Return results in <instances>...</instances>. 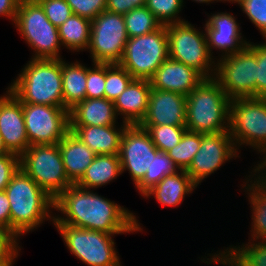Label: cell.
<instances>
[{
  "label": "cell",
  "mask_w": 266,
  "mask_h": 266,
  "mask_svg": "<svg viewBox=\"0 0 266 266\" xmlns=\"http://www.w3.org/2000/svg\"><path fill=\"white\" fill-rule=\"evenodd\" d=\"M68 179L76 184L96 154L71 131L58 143Z\"/></svg>",
  "instance_id": "25"
},
{
  "label": "cell",
  "mask_w": 266,
  "mask_h": 266,
  "mask_svg": "<svg viewBox=\"0 0 266 266\" xmlns=\"http://www.w3.org/2000/svg\"><path fill=\"white\" fill-rule=\"evenodd\" d=\"M61 74L64 108L70 110L86 98L87 65L61 59Z\"/></svg>",
  "instance_id": "27"
},
{
  "label": "cell",
  "mask_w": 266,
  "mask_h": 266,
  "mask_svg": "<svg viewBox=\"0 0 266 266\" xmlns=\"http://www.w3.org/2000/svg\"><path fill=\"white\" fill-rule=\"evenodd\" d=\"M196 2V3H201V4H207L209 5L210 3H216V2H221V0H192V2Z\"/></svg>",
  "instance_id": "45"
},
{
  "label": "cell",
  "mask_w": 266,
  "mask_h": 266,
  "mask_svg": "<svg viewBox=\"0 0 266 266\" xmlns=\"http://www.w3.org/2000/svg\"><path fill=\"white\" fill-rule=\"evenodd\" d=\"M169 58L166 25L156 31L128 38L119 65L134 79L150 80L157 68Z\"/></svg>",
  "instance_id": "10"
},
{
  "label": "cell",
  "mask_w": 266,
  "mask_h": 266,
  "mask_svg": "<svg viewBox=\"0 0 266 266\" xmlns=\"http://www.w3.org/2000/svg\"><path fill=\"white\" fill-rule=\"evenodd\" d=\"M71 254L88 266H122L116 242V234L53 224Z\"/></svg>",
  "instance_id": "8"
},
{
  "label": "cell",
  "mask_w": 266,
  "mask_h": 266,
  "mask_svg": "<svg viewBox=\"0 0 266 266\" xmlns=\"http://www.w3.org/2000/svg\"><path fill=\"white\" fill-rule=\"evenodd\" d=\"M241 189L246 192L251 210V240H266V182L252 169ZM246 180V181H245Z\"/></svg>",
  "instance_id": "23"
},
{
  "label": "cell",
  "mask_w": 266,
  "mask_h": 266,
  "mask_svg": "<svg viewBox=\"0 0 266 266\" xmlns=\"http://www.w3.org/2000/svg\"><path fill=\"white\" fill-rule=\"evenodd\" d=\"M184 3V0H146L145 6L162 25H169L186 21L180 16Z\"/></svg>",
  "instance_id": "34"
},
{
  "label": "cell",
  "mask_w": 266,
  "mask_h": 266,
  "mask_svg": "<svg viewBox=\"0 0 266 266\" xmlns=\"http://www.w3.org/2000/svg\"><path fill=\"white\" fill-rule=\"evenodd\" d=\"M198 186L192 181L186 170L166 175L159 183L147 190L142 198H154L162 207H179L187 196Z\"/></svg>",
  "instance_id": "22"
},
{
  "label": "cell",
  "mask_w": 266,
  "mask_h": 266,
  "mask_svg": "<svg viewBox=\"0 0 266 266\" xmlns=\"http://www.w3.org/2000/svg\"><path fill=\"white\" fill-rule=\"evenodd\" d=\"M53 210L57 215L54 214L52 224H68L117 235L143 232L135 212L76 184L67 187L54 200Z\"/></svg>",
  "instance_id": "1"
},
{
  "label": "cell",
  "mask_w": 266,
  "mask_h": 266,
  "mask_svg": "<svg viewBox=\"0 0 266 266\" xmlns=\"http://www.w3.org/2000/svg\"><path fill=\"white\" fill-rule=\"evenodd\" d=\"M159 152L146 129L139 125L126 126L121 139L119 158L122 173L129 171L134 187L143 179Z\"/></svg>",
  "instance_id": "15"
},
{
  "label": "cell",
  "mask_w": 266,
  "mask_h": 266,
  "mask_svg": "<svg viewBox=\"0 0 266 266\" xmlns=\"http://www.w3.org/2000/svg\"><path fill=\"white\" fill-rule=\"evenodd\" d=\"M124 21L128 38L152 33L162 26L145 5L124 14Z\"/></svg>",
  "instance_id": "29"
},
{
  "label": "cell",
  "mask_w": 266,
  "mask_h": 266,
  "mask_svg": "<svg viewBox=\"0 0 266 266\" xmlns=\"http://www.w3.org/2000/svg\"><path fill=\"white\" fill-rule=\"evenodd\" d=\"M145 4L146 0H106V11L124 15Z\"/></svg>",
  "instance_id": "42"
},
{
  "label": "cell",
  "mask_w": 266,
  "mask_h": 266,
  "mask_svg": "<svg viewBox=\"0 0 266 266\" xmlns=\"http://www.w3.org/2000/svg\"><path fill=\"white\" fill-rule=\"evenodd\" d=\"M20 168L54 200L73 185L66 175L58 144L29 146L20 156Z\"/></svg>",
  "instance_id": "9"
},
{
  "label": "cell",
  "mask_w": 266,
  "mask_h": 266,
  "mask_svg": "<svg viewBox=\"0 0 266 266\" xmlns=\"http://www.w3.org/2000/svg\"><path fill=\"white\" fill-rule=\"evenodd\" d=\"M113 101L85 98L69 110L70 126L119 125Z\"/></svg>",
  "instance_id": "24"
},
{
  "label": "cell",
  "mask_w": 266,
  "mask_h": 266,
  "mask_svg": "<svg viewBox=\"0 0 266 266\" xmlns=\"http://www.w3.org/2000/svg\"><path fill=\"white\" fill-rule=\"evenodd\" d=\"M22 110L30 146L58 144L70 132L65 108L22 103Z\"/></svg>",
  "instance_id": "13"
},
{
  "label": "cell",
  "mask_w": 266,
  "mask_h": 266,
  "mask_svg": "<svg viewBox=\"0 0 266 266\" xmlns=\"http://www.w3.org/2000/svg\"><path fill=\"white\" fill-rule=\"evenodd\" d=\"M178 170L167 153L159 152L153 159L151 166L147 169L143 179L135 186L136 191L142 196L166 175L174 174Z\"/></svg>",
  "instance_id": "31"
},
{
  "label": "cell",
  "mask_w": 266,
  "mask_h": 266,
  "mask_svg": "<svg viewBox=\"0 0 266 266\" xmlns=\"http://www.w3.org/2000/svg\"><path fill=\"white\" fill-rule=\"evenodd\" d=\"M6 153H9V152L6 150V147H5L3 140H2V136L0 134V155L6 154Z\"/></svg>",
  "instance_id": "46"
},
{
  "label": "cell",
  "mask_w": 266,
  "mask_h": 266,
  "mask_svg": "<svg viewBox=\"0 0 266 266\" xmlns=\"http://www.w3.org/2000/svg\"><path fill=\"white\" fill-rule=\"evenodd\" d=\"M230 132L202 134L201 145L186 173L197 185L214 174L221 166L239 157Z\"/></svg>",
  "instance_id": "14"
},
{
  "label": "cell",
  "mask_w": 266,
  "mask_h": 266,
  "mask_svg": "<svg viewBox=\"0 0 266 266\" xmlns=\"http://www.w3.org/2000/svg\"><path fill=\"white\" fill-rule=\"evenodd\" d=\"M229 132L238 152L248 146L260 153L262 161L266 157V98L232 99Z\"/></svg>",
  "instance_id": "6"
},
{
  "label": "cell",
  "mask_w": 266,
  "mask_h": 266,
  "mask_svg": "<svg viewBox=\"0 0 266 266\" xmlns=\"http://www.w3.org/2000/svg\"><path fill=\"white\" fill-rule=\"evenodd\" d=\"M133 79V76L118 63H105L104 97L114 102Z\"/></svg>",
  "instance_id": "33"
},
{
  "label": "cell",
  "mask_w": 266,
  "mask_h": 266,
  "mask_svg": "<svg viewBox=\"0 0 266 266\" xmlns=\"http://www.w3.org/2000/svg\"><path fill=\"white\" fill-rule=\"evenodd\" d=\"M203 79L204 77L194 68L169 57L157 68L149 81L154 89L187 96Z\"/></svg>",
  "instance_id": "19"
},
{
  "label": "cell",
  "mask_w": 266,
  "mask_h": 266,
  "mask_svg": "<svg viewBox=\"0 0 266 266\" xmlns=\"http://www.w3.org/2000/svg\"><path fill=\"white\" fill-rule=\"evenodd\" d=\"M230 101L214 78H204L186 96V129L202 134L229 131Z\"/></svg>",
  "instance_id": "4"
},
{
  "label": "cell",
  "mask_w": 266,
  "mask_h": 266,
  "mask_svg": "<svg viewBox=\"0 0 266 266\" xmlns=\"http://www.w3.org/2000/svg\"><path fill=\"white\" fill-rule=\"evenodd\" d=\"M237 6L259 30L263 40L266 39V0H244Z\"/></svg>",
  "instance_id": "36"
},
{
  "label": "cell",
  "mask_w": 266,
  "mask_h": 266,
  "mask_svg": "<svg viewBox=\"0 0 266 266\" xmlns=\"http://www.w3.org/2000/svg\"><path fill=\"white\" fill-rule=\"evenodd\" d=\"M248 46L257 57V98H266V39L261 43L249 40Z\"/></svg>",
  "instance_id": "39"
},
{
  "label": "cell",
  "mask_w": 266,
  "mask_h": 266,
  "mask_svg": "<svg viewBox=\"0 0 266 266\" xmlns=\"http://www.w3.org/2000/svg\"><path fill=\"white\" fill-rule=\"evenodd\" d=\"M146 129L154 143L155 147L160 152L167 153L174 146H176L184 132L187 130L186 126L173 125H139Z\"/></svg>",
  "instance_id": "32"
},
{
  "label": "cell",
  "mask_w": 266,
  "mask_h": 266,
  "mask_svg": "<svg viewBox=\"0 0 266 266\" xmlns=\"http://www.w3.org/2000/svg\"><path fill=\"white\" fill-rule=\"evenodd\" d=\"M20 241L4 226L0 225V266H14L20 256Z\"/></svg>",
  "instance_id": "35"
},
{
  "label": "cell",
  "mask_w": 266,
  "mask_h": 266,
  "mask_svg": "<svg viewBox=\"0 0 266 266\" xmlns=\"http://www.w3.org/2000/svg\"><path fill=\"white\" fill-rule=\"evenodd\" d=\"M73 14L93 20L106 10V0H65Z\"/></svg>",
  "instance_id": "40"
},
{
  "label": "cell",
  "mask_w": 266,
  "mask_h": 266,
  "mask_svg": "<svg viewBox=\"0 0 266 266\" xmlns=\"http://www.w3.org/2000/svg\"><path fill=\"white\" fill-rule=\"evenodd\" d=\"M262 162H263V163H266V157H265L264 159H262Z\"/></svg>",
  "instance_id": "48"
},
{
  "label": "cell",
  "mask_w": 266,
  "mask_h": 266,
  "mask_svg": "<svg viewBox=\"0 0 266 266\" xmlns=\"http://www.w3.org/2000/svg\"><path fill=\"white\" fill-rule=\"evenodd\" d=\"M127 41L124 15L105 10L91 21L87 52L93 63H119Z\"/></svg>",
  "instance_id": "12"
},
{
  "label": "cell",
  "mask_w": 266,
  "mask_h": 266,
  "mask_svg": "<svg viewBox=\"0 0 266 266\" xmlns=\"http://www.w3.org/2000/svg\"><path fill=\"white\" fill-rule=\"evenodd\" d=\"M244 0H221V2L222 3H226V2H228V3H231V4H238V5H240L242 2H243Z\"/></svg>",
  "instance_id": "47"
},
{
  "label": "cell",
  "mask_w": 266,
  "mask_h": 266,
  "mask_svg": "<svg viewBox=\"0 0 266 266\" xmlns=\"http://www.w3.org/2000/svg\"><path fill=\"white\" fill-rule=\"evenodd\" d=\"M204 29L211 55L217 60L231 54H236L248 46L249 40L242 34L241 24L230 12H215L207 14ZM217 50L218 56L213 55Z\"/></svg>",
  "instance_id": "16"
},
{
  "label": "cell",
  "mask_w": 266,
  "mask_h": 266,
  "mask_svg": "<svg viewBox=\"0 0 266 266\" xmlns=\"http://www.w3.org/2000/svg\"><path fill=\"white\" fill-rule=\"evenodd\" d=\"M44 10L48 20L56 27L62 25L72 14L65 0H36Z\"/></svg>",
  "instance_id": "38"
},
{
  "label": "cell",
  "mask_w": 266,
  "mask_h": 266,
  "mask_svg": "<svg viewBox=\"0 0 266 266\" xmlns=\"http://www.w3.org/2000/svg\"><path fill=\"white\" fill-rule=\"evenodd\" d=\"M0 225L10 231V202L5 191H0Z\"/></svg>",
  "instance_id": "44"
},
{
  "label": "cell",
  "mask_w": 266,
  "mask_h": 266,
  "mask_svg": "<svg viewBox=\"0 0 266 266\" xmlns=\"http://www.w3.org/2000/svg\"><path fill=\"white\" fill-rule=\"evenodd\" d=\"M186 96L151 88L148 109L139 125L185 126Z\"/></svg>",
  "instance_id": "18"
},
{
  "label": "cell",
  "mask_w": 266,
  "mask_h": 266,
  "mask_svg": "<svg viewBox=\"0 0 266 266\" xmlns=\"http://www.w3.org/2000/svg\"><path fill=\"white\" fill-rule=\"evenodd\" d=\"M13 25L33 50L31 59H63L58 27L46 17L36 0H21Z\"/></svg>",
  "instance_id": "5"
},
{
  "label": "cell",
  "mask_w": 266,
  "mask_h": 266,
  "mask_svg": "<svg viewBox=\"0 0 266 266\" xmlns=\"http://www.w3.org/2000/svg\"><path fill=\"white\" fill-rule=\"evenodd\" d=\"M202 133L186 130L179 143L167 152L179 170H187L200 148Z\"/></svg>",
  "instance_id": "30"
},
{
  "label": "cell",
  "mask_w": 266,
  "mask_h": 266,
  "mask_svg": "<svg viewBox=\"0 0 266 266\" xmlns=\"http://www.w3.org/2000/svg\"><path fill=\"white\" fill-rule=\"evenodd\" d=\"M105 63H93L87 67L86 98H104Z\"/></svg>",
  "instance_id": "37"
},
{
  "label": "cell",
  "mask_w": 266,
  "mask_h": 266,
  "mask_svg": "<svg viewBox=\"0 0 266 266\" xmlns=\"http://www.w3.org/2000/svg\"><path fill=\"white\" fill-rule=\"evenodd\" d=\"M149 80L133 79L128 87L114 100L117 117L127 125H139L145 117L149 94L151 91Z\"/></svg>",
  "instance_id": "20"
},
{
  "label": "cell",
  "mask_w": 266,
  "mask_h": 266,
  "mask_svg": "<svg viewBox=\"0 0 266 266\" xmlns=\"http://www.w3.org/2000/svg\"><path fill=\"white\" fill-rule=\"evenodd\" d=\"M120 175L122 170L119 155H96L76 185L83 189L96 190L110 184Z\"/></svg>",
  "instance_id": "26"
},
{
  "label": "cell",
  "mask_w": 266,
  "mask_h": 266,
  "mask_svg": "<svg viewBox=\"0 0 266 266\" xmlns=\"http://www.w3.org/2000/svg\"><path fill=\"white\" fill-rule=\"evenodd\" d=\"M169 57L194 68L204 78H214L216 59L211 55L205 29L189 21L166 25Z\"/></svg>",
  "instance_id": "7"
},
{
  "label": "cell",
  "mask_w": 266,
  "mask_h": 266,
  "mask_svg": "<svg viewBox=\"0 0 266 266\" xmlns=\"http://www.w3.org/2000/svg\"><path fill=\"white\" fill-rule=\"evenodd\" d=\"M126 126L123 122L107 126H70V131L96 155H119Z\"/></svg>",
  "instance_id": "21"
},
{
  "label": "cell",
  "mask_w": 266,
  "mask_h": 266,
  "mask_svg": "<svg viewBox=\"0 0 266 266\" xmlns=\"http://www.w3.org/2000/svg\"><path fill=\"white\" fill-rule=\"evenodd\" d=\"M214 79L231 100L257 98L256 53L247 46L236 54L217 58Z\"/></svg>",
  "instance_id": "11"
},
{
  "label": "cell",
  "mask_w": 266,
  "mask_h": 266,
  "mask_svg": "<svg viewBox=\"0 0 266 266\" xmlns=\"http://www.w3.org/2000/svg\"><path fill=\"white\" fill-rule=\"evenodd\" d=\"M20 168V157L13 153L0 155V191H5V188L10 183L12 176Z\"/></svg>",
  "instance_id": "41"
},
{
  "label": "cell",
  "mask_w": 266,
  "mask_h": 266,
  "mask_svg": "<svg viewBox=\"0 0 266 266\" xmlns=\"http://www.w3.org/2000/svg\"><path fill=\"white\" fill-rule=\"evenodd\" d=\"M8 89L21 103L64 108L61 59H31Z\"/></svg>",
  "instance_id": "3"
},
{
  "label": "cell",
  "mask_w": 266,
  "mask_h": 266,
  "mask_svg": "<svg viewBox=\"0 0 266 266\" xmlns=\"http://www.w3.org/2000/svg\"><path fill=\"white\" fill-rule=\"evenodd\" d=\"M91 20L72 14L58 27L59 39L63 48L73 52L87 51L90 42Z\"/></svg>",
  "instance_id": "28"
},
{
  "label": "cell",
  "mask_w": 266,
  "mask_h": 266,
  "mask_svg": "<svg viewBox=\"0 0 266 266\" xmlns=\"http://www.w3.org/2000/svg\"><path fill=\"white\" fill-rule=\"evenodd\" d=\"M5 192L10 202V232L19 241L45 221H54V199L21 168L12 176Z\"/></svg>",
  "instance_id": "2"
},
{
  "label": "cell",
  "mask_w": 266,
  "mask_h": 266,
  "mask_svg": "<svg viewBox=\"0 0 266 266\" xmlns=\"http://www.w3.org/2000/svg\"><path fill=\"white\" fill-rule=\"evenodd\" d=\"M0 95V134L6 150L21 156L30 146L24 122L22 103L8 89Z\"/></svg>",
  "instance_id": "17"
},
{
  "label": "cell",
  "mask_w": 266,
  "mask_h": 266,
  "mask_svg": "<svg viewBox=\"0 0 266 266\" xmlns=\"http://www.w3.org/2000/svg\"><path fill=\"white\" fill-rule=\"evenodd\" d=\"M20 1L21 0H0V17L8 18L13 24Z\"/></svg>",
  "instance_id": "43"
}]
</instances>
